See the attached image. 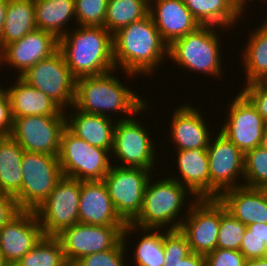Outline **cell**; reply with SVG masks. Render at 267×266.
Segmentation results:
<instances>
[{"instance_id": "1", "label": "cell", "mask_w": 267, "mask_h": 266, "mask_svg": "<svg viewBox=\"0 0 267 266\" xmlns=\"http://www.w3.org/2000/svg\"><path fill=\"white\" fill-rule=\"evenodd\" d=\"M168 46L148 14L113 34L116 70L122 68L132 79L139 75L150 76L165 62L164 58L168 59Z\"/></svg>"}, {"instance_id": "2", "label": "cell", "mask_w": 267, "mask_h": 266, "mask_svg": "<svg viewBox=\"0 0 267 266\" xmlns=\"http://www.w3.org/2000/svg\"><path fill=\"white\" fill-rule=\"evenodd\" d=\"M114 72L117 73L116 69L76 79L73 106L79 111L111 118L114 113L127 114L117 120L129 119L136 114L138 117L141 111L146 112L144 110H148L149 100L143 99L132 88L130 89L114 75ZM108 113H111V116Z\"/></svg>"}, {"instance_id": "3", "label": "cell", "mask_w": 267, "mask_h": 266, "mask_svg": "<svg viewBox=\"0 0 267 266\" xmlns=\"http://www.w3.org/2000/svg\"><path fill=\"white\" fill-rule=\"evenodd\" d=\"M75 79L115 70L113 35L101 26H77L59 38V49Z\"/></svg>"}, {"instance_id": "4", "label": "cell", "mask_w": 267, "mask_h": 266, "mask_svg": "<svg viewBox=\"0 0 267 266\" xmlns=\"http://www.w3.org/2000/svg\"><path fill=\"white\" fill-rule=\"evenodd\" d=\"M152 178L153 176L149 179L143 194L140 214L131 224L143 229H179L193 203L191 200L190 203L187 202L186 200L190 198L186 196L192 194L191 198L197 199V197L187 187L168 176L158 181ZM184 206L186 213L183 214ZM168 224L170 226L167 227Z\"/></svg>"}, {"instance_id": "5", "label": "cell", "mask_w": 267, "mask_h": 266, "mask_svg": "<svg viewBox=\"0 0 267 266\" xmlns=\"http://www.w3.org/2000/svg\"><path fill=\"white\" fill-rule=\"evenodd\" d=\"M217 32V33H216ZM218 31L215 26L201 25L196 30L174 40L168 46V58L188 71L222 77V58ZM178 64V65H177ZM221 74V75H220Z\"/></svg>"}, {"instance_id": "6", "label": "cell", "mask_w": 267, "mask_h": 266, "mask_svg": "<svg viewBox=\"0 0 267 266\" xmlns=\"http://www.w3.org/2000/svg\"><path fill=\"white\" fill-rule=\"evenodd\" d=\"M111 152L92 146L65 128L58 155L63 176L81 181L103 180L112 167Z\"/></svg>"}, {"instance_id": "7", "label": "cell", "mask_w": 267, "mask_h": 266, "mask_svg": "<svg viewBox=\"0 0 267 266\" xmlns=\"http://www.w3.org/2000/svg\"><path fill=\"white\" fill-rule=\"evenodd\" d=\"M23 182L16 197L20 210L35 211L63 177L58 156L24 151Z\"/></svg>"}, {"instance_id": "8", "label": "cell", "mask_w": 267, "mask_h": 266, "mask_svg": "<svg viewBox=\"0 0 267 266\" xmlns=\"http://www.w3.org/2000/svg\"><path fill=\"white\" fill-rule=\"evenodd\" d=\"M115 162L103 181L117 214L126 224H131L140 214L152 172L139 167L117 166Z\"/></svg>"}, {"instance_id": "9", "label": "cell", "mask_w": 267, "mask_h": 266, "mask_svg": "<svg viewBox=\"0 0 267 266\" xmlns=\"http://www.w3.org/2000/svg\"><path fill=\"white\" fill-rule=\"evenodd\" d=\"M81 180L63 176L35 210L44 236H57L79 222Z\"/></svg>"}, {"instance_id": "10", "label": "cell", "mask_w": 267, "mask_h": 266, "mask_svg": "<svg viewBox=\"0 0 267 266\" xmlns=\"http://www.w3.org/2000/svg\"><path fill=\"white\" fill-rule=\"evenodd\" d=\"M134 117L116 120L111 155L113 154L117 162L119 159L117 166L139 167L153 171L157 160V146L150 138V130Z\"/></svg>"}, {"instance_id": "11", "label": "cell", "mask_w": 267, "mask_h": 266, "mask_svg": "<svg viewBox=\"0 0 267 266\" xmlns=\"http://www.w3.org/2000/svg\"><path fill=\"white\" fill-rule=\"evenodd\" d=\"M29 85L42 91L63 110L75 100L76 79L72 76L63 54L58 50L39 61L20 76Z\"/></svg>"}, {"instance_id": "12", "label": "cell", "mask_w": 267, "mask_h": 266, "mask_svg": "<svg viewBox=\"0 0 267 266\" xmlns=\"http://www.w3.org/2000/svg\"><path fill=\"white\" fill-rule=\"evenodd\" d=\"M65 115L22 116L13 118L10 136L28 152L58 156Z\"/></svg>"}, {"instance_id": "13", "label": "cell", "mask_w": 267, "mask_h": 266, "mask_svg": "<svg viewBox=\"0 0 267 266\" xmlns=\"http://www.w3.org/2000/svg\"><path fill=\"white\" fill-rule=\"evenodd\" d=\"M216 136H211L207 147L210 198H218L226 190L244 186L237 179L244 181L245 154L220 131Z\"/></svg>"}, {"instance_id": "14", "label": "cell", "mask_w": 267, "mask_h": 266, "mask_svg": "<svg viewBox=\"0 0 267 266\" xmlns=\"http://www.w3.org/2000/svg\"><path fill=\"white\" fill-rule=\"evenodd\" d=\"M220 223L221 201L218 198H197L179 230L188 240L192 252L206 256L216 249Z\"/></svg>"}, {"instance_id": "15", "label": "cell", "mask_w": 267, "mask_h": 266, "mask_svg": "<svg viewBox=\"0 0 267 266\" xmlns=\"http://www.w3.org/2000/svg\"><path fill=\"white\" fill-rule=\"evenodd\" d=\"M126 226H103L77 223L65 228L57 237L61 241L69 266L82 257L113 249L121 240Z\"/></svg>"}, {"instance_id": "16", "label": "cell", "mask_w": 267, "mask_h": 266, "mask_svg": "<svg viewBox=\"0 0 267 266\" xmlns=\"http://www.w3.org/2000/svg\"><path fill=\"white\" fill-rule=\"evenodd\" d=\"M229 105L227 118L218 131L244 154L261 146L266 123L255 106L241 91Z\"/></svg>"}, {"instance_id": "17", "label": "cell", "mask_w": 267, "mask_h": 266, "mask_svg": "<svg viewBox=\"0 0 267 266\" xmlns=\"http://www.w3.org/2000/svg\"><path fill=\"white\" fill-rule=\"evenodd\" d=\"M58 49L59 39L54 34L36 28L0 50L1 66L5 64L12 69L16 68L20 77L34 64L52 56Z\"/></svg>"}, {"instance_id": "18", "label": "cell", "mask_w": 267, "mask_h": 266, "mask_svg": "<svg viewBox=\"0 0 267 266\" xmlns=\"http://www.w3.org/2000/svg\"><path fill=\"white\" fill-rule=\"evenodd\" d=\"M44 236L35 211L21 210L0 228V251L8 265H15Z\"/></svg>"}, {"instance_id": "19", "label": "cell", "mask_w": 267, "mask_h": 266, "mask_svg": "<svg viewBox=\"0 0 267 266\" xmlns=\"http://www.w3.org/2000/svg\"><path fill=\"white\" fill-rule=\"evenodd\" d=\"M79 223L126 226L117 214L103 180L81 181Z\"/></svg>"}, {"instance_id": "20", "label": "cell", "mask_w": 267, "mask_h": 266, "mask_svg": "<svg viewBox=\"0 0 267 266\" xmlns=\"http://www.w3.org/2000/svg\"><path fill=\"white\" fill-rule=\"evenodd\" d=\"M178 107L171 113L169 124V140L172 139L175 150L207 148L212 135L199 107L196 109L189 103Z\"/></svg>"}, {"instance_id": "21", "label": "cell", "mask_w": 267, "mask_h": 266, "mask_svg": "<svg viewBox=\"0 0 267 266\" xmlns=\"http://www.w3.org/2000/svg\"><path fill=\"white\" fill-rule=\"evenodd\" d=\"M149 14L168 45L201 26L183 0H149Z\"/></svg>"}, {"instance_id": "22", "label": "cell", "mask_w": 267, "mask_h": 266, "mask_svg": "<svg viewBox=\"0 0 267 266\" xmlns=\"http://www.w3.org/2000/svg\"><path fill=\"white\" fill-rule=\"evenodd\" d=\"M69 109L74 112L69 110L68 115V110L65 111L66 128L90 145L111 152L116 121L111 117L79 111L73 105Z\"/></svg>"}, {"instance_id": "23", "label": "cell", "mask_w": 267, "mask_h": 266, "mask_svg": "<svg viewBox=\"0 0 267 266\" xmlns=\"http://www.w3.org/2000/svg\"><path fill=\"white\" fill-rule=\"evenodd\" d=\"M180 176L170 177L187 187L197 198H210V172L207 148L176 150Z\"/></svg>"}, {"instance_id": "24", "label": "cell", "mask_w": 267, "mask_h": 266, "mask_svg": "<svg viewBox=\"0 0 267 266\" xmlns=\"http://www.w3.org/2000/svg\"><path fill=\"white\" fill-rule=\"evenodd\" d=\"M15 83L5 90L11 103L12 117L66 115L56 102L42 91L29 85L21 77L15 76Z\"/></svg>"}, {"instance_id": "25", "label": "cell", "mask_w": 267, "mask_h": 266, "mask_svg": "<svg viewBox=\"0 0 267 266\" xmlns=\"http://www.w3.org/2000/svg\"><path fill=\"white\" fill-rule=\"evenodd\" d=\"M200 25L233 29L248 7L242 0H183ZM232 27V28H230ZM227 28V29H226Z\"/></svg>"}, {"instance_id": "26", "label": "cell", "mask_w": 267, "mask_h": 266, "mask_svg": "<svg viewBox=\"0 0 267 266\" xmlns=\"http://www.w3.org/2000/svg\"><path fill=\"white\" fill-rule=\"evenodd\" d=\"M218 199L229 213L246 226L267 223V202L257 188L236 187L224 191Z\"/></svg>"}, {"instance_id": "27", "label": "cell", "mask_w": 267, "mask_h": 266, "mask_svg": "<svg viewBox=\"0 0 267 266\" xmlns=\"http://www.w3.org/2000/svg\"><path fill=\"white\" fill-rule=\"evenodd\" d=\"M24 149L11 136L0 139V193L20 194L23 182L22 157Z\"/></svg>"}, {"instance_id": "28", "label": "cell", "mask_w": 267, "mask_h": 266, "mask_svg": "<svg viewBox=\"0 0 267 266\" xmlns=\"http://www.w3.org/2000/svg\"><path fill=\"white\" fill-rule=\"evenodd\" d=\"M36 28L34 0H8L0 33V50Z\"/></svg>"}, {"instance_id": "29", "label": "cell", "mask_w": 267, "mask_h": 266, "mask_svg": "<svg viewBox=\"0 0 267 266\" xmlns=\"http://www.w3.org/2000/svg\"><path fill=\"white\" fill-rule=\"evenodd\" d=\"M265 21V22H264ZM248 37L241 61L245 71L246 84L267 81V17Z\"/></svg>"}, {"instance_id": "30", "label": "cell", "mask_w": 267, "mask_h": 266, "mask_svg": "<svg viewBox=\"0 0 267 266\" xmlns=\"http://www.w3.org/2000/svg\"><path fill=\"white\" fill-rule=\"evenodd\" d=\"M34 7L37 29L50 32L58 39L69 31L68 23L75 19L74 0H34Z\"/></svg>"}, {"instance_id": "31", "label": "cell", "mask_w": 267, "mask_h": 266, "mask_svg": "<svg viewBox=\"0 0 267 266\" xmlns=\"http://www.w3.org/2000/svg\"><path fill=\"white\" fill-rule=\"evenodd\" d=\"M139 229V230H138ZM142 233L139 242L137 241L132 260L136 266H163L164 250H163V230L162 229H143L132 224H126L123 229L122 240L124 243L129 242L128 236L133 233ZM128 238V239H127ZM127 239V240H126Z\"/></svg>"}, {"instance_id": "32", "label": "cell", "mask_w": 267, "mask_h": 266, "mask_svg": "<svg viewBox=\"0 0 267 266\" xmlns=\"http://www.w3.org/2000/svg\"><path fill=\"white\" fill-rule=\"evenodd\" d=\"M149 14V0H108L104 27L113 35Z\"/></svg>"}, {"instance_id": "33", "label": "cell", "mask_w": 267, "mask_h": 266, "mask_svg": "<svg viewBox=\"0 0 267 266\" xmlns=\"http://www.w3.org/2000/svg\"><path fill=\"white\" fill-rule=\"evenodd\" d=\"M15 266H69L57 236H43Z\"/></svg>"}, {"instance_id": "34", "label": "cell", "mask_w": 267, "mask_h": 266, "mask_svg": "<svg viewBox=\"0 0 267 266\" xmlns=\"http://www.w3.org/2000/svg\"><path fill=\"white\" fill-rule=\"evenodd\" d=\"M247 226L229 213L221 202V223L216 248L239 250Z\"/></svg>"}, {"instance_id": "35", "label": "cell", "mask_w": 267, "mask_h": 266, "mask_svg": "<svg viewBox=\"0 0 267 266\" xmlns=\"http://www.w3.org/2000/svg\"><path fill=\"white\" fill-rule=\"evenodd\" d=\"M267 182V150L258 146L245 153L244 186L257 188Z\"/></svg>"}, {"instance_id": "36", "label": "cell", "mask_w": 267, "mask_h": 266, "mask_svg": "<svg viewBox=\"0 0 267 266\" xmlns=\"http://www.w3.org/2000/svg\"><path fill=\"white\" fill-rule=\"evenodd\" d=\"M108 0H74L77 26H101L107 13Z\"/></svg>"}, {"instance_id": "37", "label": "cell", "mask_w": 267, "mask_h": 266, "mask_svg": "<svg viewBox=\"0 0 267 266\" xmlns=\"http://www.w3.org/2000/svg\"><path fill=\"white\" fill-rule=\"evenodd\" d=\"M163 230V266H176L180 260L192 253L185 235L179 230Z\"/></svg>"}, {"instance_id": "38", "label": "cell", "mask_w": 267, "mask_h": 266, "mask_svg": "<svg viewBox=\"0 0 267 266\" xmlns=\"http://www.w3.org/2000/svg\"><path fill=\"white\" fill-rule=\"evenodd\" d=\"M127 244L121 240L113 249L96 252L82 257L74 266H128L125 261L127 257ZM126 250V251H125ZM126 264V265H125Z\"/></svg>"}, {"instance_id": "39", "label": "cell", "mask_w": 267, "mask_h": 266, "mask_svg": "<svg viewBox=\"0 0 267 266\" xmlns=\"http://www.w3.org/2000/svg\"><path fill=\"white\" fill-rule=\"evenodd\" d=\"M241 92L251 101L267 124V81L245 84Z\"/></svg>"}, {"instance_id": "40", "label": "cell", "mask_w": 267, "mask_h": 266, "mask_svg": "<svg viewBox=\"0 0 267 266\" xmlns=\"http://www.w3.org/2000/svg\"><path fill=\"white\" fill-rule=\"evenodd\" d=\"M245 262L239 250L216 248L205 256V266H244Z\"/></svg>"}, {"instance_id": "41", "label": "cell", "mask_w": 267, "mask_h": 266, "mask_svg": "<svg viewBox=\"0 0 267 266\" xmlns=\"http://www.w3.org/2000/svg\"><path fill=\"white\" fill-rule=\"evenodd\" d=\"M239 251L245 256L246 260L267 257V248L264 241H261L246 228Z\"/></svg>"}, {"instance_id": "42", "label": "cell", "mask_w": 267, "mask_h": 266, "mask_svg": "<svg viewBox=\"0 0 267 266\" xmlns=\"http://www.w3.org/2000/svg\"><path fill=\"white\" fill-rule=\"evenodd\" d=\"M13 124L11 103L5 88L0 87V135L10 136Z\"/></svg>"}, {"instance_id": "43", "label": "cell", "mask_w": 267, "mask_h": 266, "mask_svg": "<svg viewBox=\"0 0 267 266\" xmlns=\"http://www.w3.org/2000/svg\"><path fill=\"white\" fill-rule=\"evenodd\" d=\"M20 211L14 196L0 193V228L14 218Z\"/></svg>"}, {"instance_id": "44", "label": "cell", "mask_w": 267, "mask_h": 266, "mask_svg": "<svg viewBox=\"0 0 267 266\" xmlns=\"http://www.w3.org/2000/svg\"><path fill=\"white\" fill-rule=\"evenodd\" d=\"M176 266H205V256L192 252L180 260Z\"/></svg>"}, {"instance_id": "45", "label": "cell", "mask_w": 267, "mask_h": 266, "mask_svg": "<svg viewBox=\"0 0 267 266\" xmlns=\"http://www.w3.org/2000/svg\"><path fill=\"white\" fill-rule=\"evenodd\" d=\"M247 229L251 232V235H255L264 241L267 248V223H252L247 226Z\"/></svg>"}, {"instance_id": "46", "label": "cell", "mask_w": 267, "mask_h": 266, "mask_svg": "<svg viewBox=\"0 0 267 266\" xmlns=\"http://www.w3.org/2000/svg\"><path fill=\"white\" fill-rule=\"evenodd\" d=\"M7 2L8 0H0V33L6 16Z\"/></svg>"}, {"instance_id": "47", "label": "cell", "mask_w": 267, "mask_h": 266, "mask_svg": "<svg viewBox=\"0 0 267 266\" xmlns=\"http://www.w3.org/2000/svg\"><path fill=\"white\" fill-rule=\"evenodd\" d=\"M244 266H267V257L259 259L246 260Z\"/></svg>"}, {"instance_id": "48", "label": "cell", "mask_w": 267, "mask_h": 266, "mask_svg": "<svg viewBox=\"0 0 267 266\" xmlns=\"http://www.w3.org/2000/svg\"><path fill=\"white\" fill-rule=\"evenodd\" d=\"M257 189L262 194L264 200L267 202V182L258 186Z\"/></svg>"}, {"instance_id": "49", "label": "cell", "mask_w": 267, "mask_h": 266, "mask_svg": "<svg viewBox=\"0 0 267 266\" xmlns=\"http://www.w3.org/2000/svg\"><path fill=\"white\" fill-rule=\"evenodd\" d=\"M261 146L267 150V124L265 125V129L263 132V138H262Z\"/></svg>"}, {"instance_id": "50", "label": "cell", "mask_w": 267, "mask_h": 266, "mask_svg": "<svg viewBox=\"0 0 267 266\" xmlns=\"http://www.w3.org/2000/svg\"><path fill=\"white\" fill-rule=\"evenodd\" d=\"M0 266H8V264L3 259L1 251H0Z\"/></svg>"}]
</instances>
